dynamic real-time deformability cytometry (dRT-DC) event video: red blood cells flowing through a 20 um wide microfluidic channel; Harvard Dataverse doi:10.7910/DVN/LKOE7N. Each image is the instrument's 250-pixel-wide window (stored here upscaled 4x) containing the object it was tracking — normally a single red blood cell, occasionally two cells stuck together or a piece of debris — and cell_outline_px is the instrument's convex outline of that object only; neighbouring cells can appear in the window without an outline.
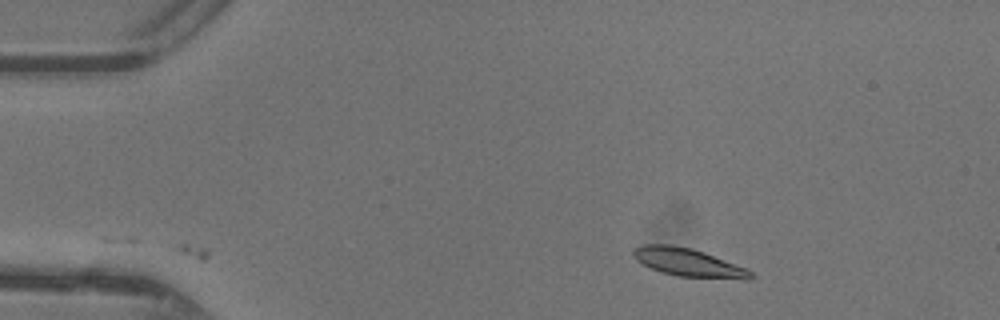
{"species": "common noctule bat (a hibernating species)", "species_latin": "Nyctalus noctula", "temperature_condition": "warm", "stored_images_in_passage": 30, "camera_frame_rate_fps": 3000, "um_per_image_px": 0.085, "animal": {"sex": "female"}, "frame": {"image": 1, "passage_image": 1, "time_ms": 0.0, "image_size_px": [1000, 320], "cell_outline_px": [[756, 276], [748, 280], [676, 276], [660, 272], [640, 264], [632, 256], [632, 248], [644, 244], [672, 244], [692, 248], [704, 252], [748, 268]], "centroid_in_image_um": [58.5, 22.31], "position_along_channel_um": 26.5, "area_um2": 19.83}}
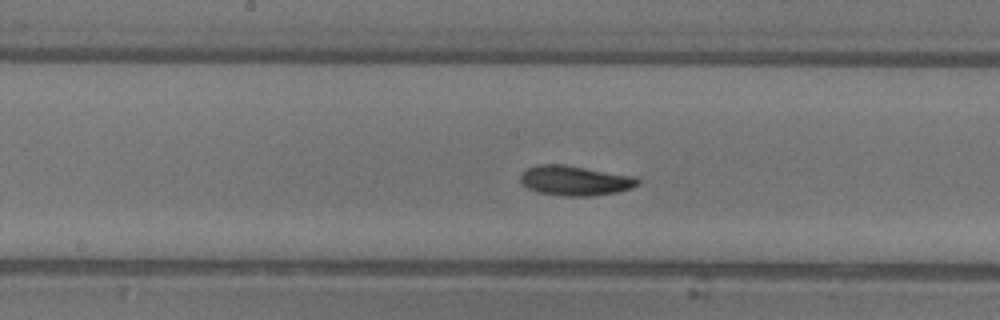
{"frame": {"image": 2, "passage_image": 18, "time_ms": 5.667, "image_size_px": [1000, 320], "cell_outline_px": [[640, 184], [632, 188], [616, 192], [592, 196], [564, 196], [540, 192], [528, 188], [520, 180], [520, 176], [528, 168], [540, 164], [564, 164], [636, 176], [640, 180]], "centroid_in_image_um": [48.93, 15.34], "position_along_channel_um": 199.3, "area_um2": 20.4}}
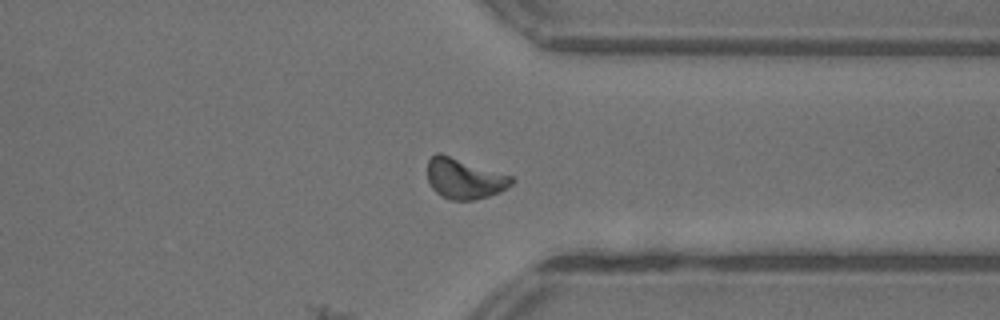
{"frame": {"image": 3, "passage_image": 30, "time_ms": 9.667, "image_size_px": [1000, 320], "cell_outline_px": [[516, 180], [508, 188], [500, 192], [488, 196], [472, 200], [452, 200], [440, 196], [432, 188], [428, 180], [428, 160], [436, 152], [440, 152], [512, 176]], "centroid_in_image_um": [39.48, 15.18], "position_along_channel_um": 371.9, "area_um2": 19.94}, "authors_computed_cell_mechanics": {"area_um2": 19.3052, "velocity_mm_per_s": 4.3514, "shape_relaxation_time_tau1_ms": 2.7202, "shape_relaxation_time_tau2_ms": null, "deformation_change_tau1": 0.11, "deformation_change_tau2": null}}